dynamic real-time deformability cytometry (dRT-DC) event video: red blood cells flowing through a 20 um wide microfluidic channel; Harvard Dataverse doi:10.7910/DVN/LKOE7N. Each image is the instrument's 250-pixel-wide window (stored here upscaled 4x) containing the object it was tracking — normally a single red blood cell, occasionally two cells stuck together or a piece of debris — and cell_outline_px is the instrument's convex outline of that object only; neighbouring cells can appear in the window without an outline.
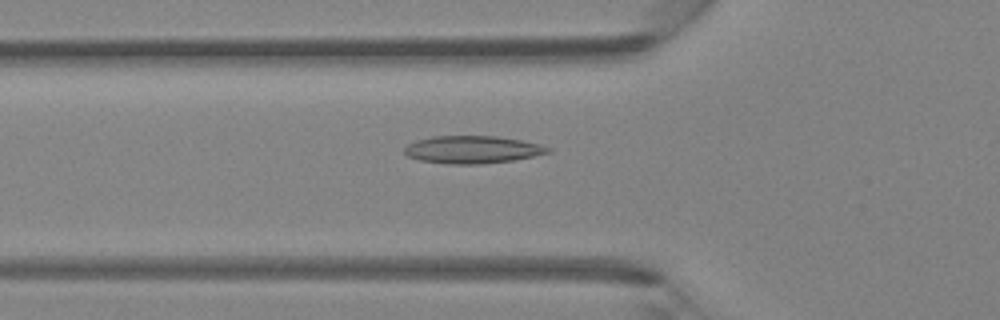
{"species": "Egyptian fruit bat (a non-hibernating species)", "species_latin": "Rousettus aegyptiacus", "temperature_condition": "room temperature", "stored_images_in_passage": 46, "camera_frame_rate_fps": 3000, "um_per_image_px": 0.085, "animal": {"sex": "female"}, "frame": {"image": 1, "passage_image": 16, "time_ms": 5.0, "image_size_px": [1000, 320], "cell_outline_px": [[552, 152], [512, 160], [480, 164], [448, 164], [420, 160], [408, 156], [404, 152], [404, 148], [408, 144], [416, 140], [432, 136], [496, 136], [520, 140], [552, 148]], "centroid_in_image_um": [40.12, 12.71], "position_along_channel_um": 85.7, "area_um2": 22.89}}
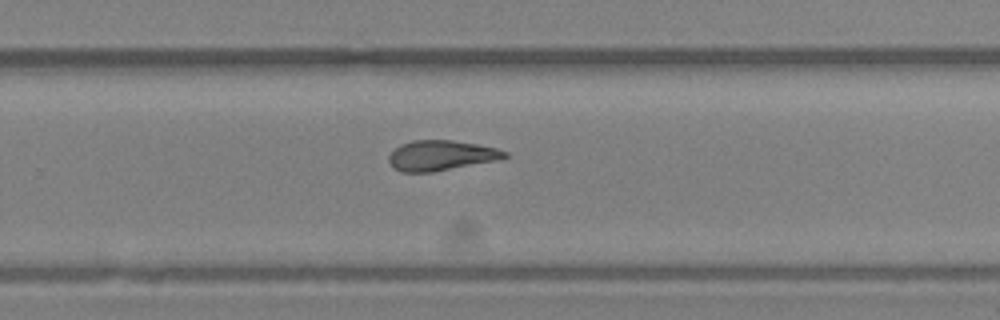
{"frame": {"image": 2, "passage_image": 30, "time_ms": 9.667, "image_size_px": [1000, 320], "cell_outline_px": [[508, 156], [500, 160], [432, 172], [400, 172], [392, 168], [388, 160], [388, 156], [400, 144], [412, 140], [452, 140], [476, 144], [496, 148], [508, 152]], "centroid_in_image_um": [37.48, 13.22], "position_along_channel_um": 292.3, "area_um2": 20.52}}
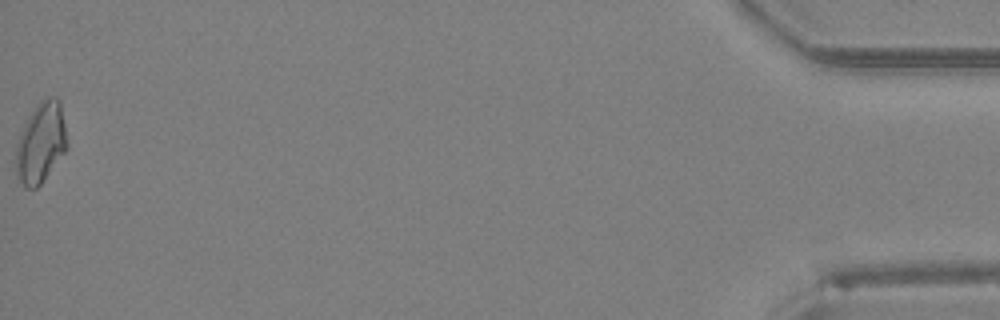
{"frame": {"image": 3, "passage_image": 46, "time_ms": 15.0, "image_size_px": [1000, 320], "cell_outline_px": [[68, 148], [40, 184], [36, 188], [24, 188], [16, 176], [16, 144], [24, 124], [28, 116], [36, 104], [40, 100], [48, 96], [56, 96], [60, 100]], "centroid_in_image_um": [3.46, 12.11], "position_along_channel_um": 431.7, "area_um2": 24.04}}